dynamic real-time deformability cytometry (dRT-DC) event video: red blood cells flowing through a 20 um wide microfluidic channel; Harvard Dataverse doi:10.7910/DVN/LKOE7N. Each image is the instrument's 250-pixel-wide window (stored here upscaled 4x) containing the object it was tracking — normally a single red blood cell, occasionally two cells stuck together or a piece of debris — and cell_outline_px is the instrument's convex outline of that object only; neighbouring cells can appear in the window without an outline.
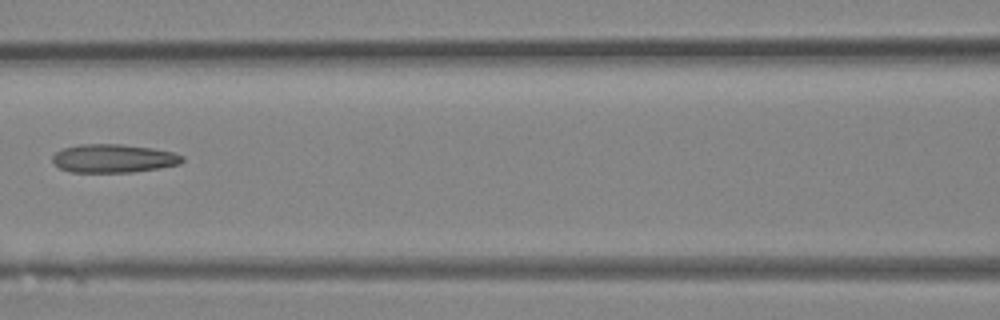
{"species": "Egyptian fruit bat (a non-hibernating species)", "species_latin": "Rousettus aegyptiacus", "temperature_condition": "room temperature", "stored_images_in_passage": 6, "camera_frame_rate_fps": 3000, "um_per_image_px": 0.085, "animal": {"sex": "female"}, "frame": {"image": 1, "passage_image": 6, "time_ms": 5.667, "image_size_px": [1000, 320], "cell_outline_px": [[184, 160], [180, 164], [160, 168], [132, 172], [68, 172], [60, 168], [52, 160], [52, 156], [56, 152], [64, 148], [80, 144], [120, 144], [152, 148], [172, 152], [184, 156]], "centroid_in_image_um": [9.66, 13.47], "position_along_channel_um": 156.9, "area_um2": 21.5}}